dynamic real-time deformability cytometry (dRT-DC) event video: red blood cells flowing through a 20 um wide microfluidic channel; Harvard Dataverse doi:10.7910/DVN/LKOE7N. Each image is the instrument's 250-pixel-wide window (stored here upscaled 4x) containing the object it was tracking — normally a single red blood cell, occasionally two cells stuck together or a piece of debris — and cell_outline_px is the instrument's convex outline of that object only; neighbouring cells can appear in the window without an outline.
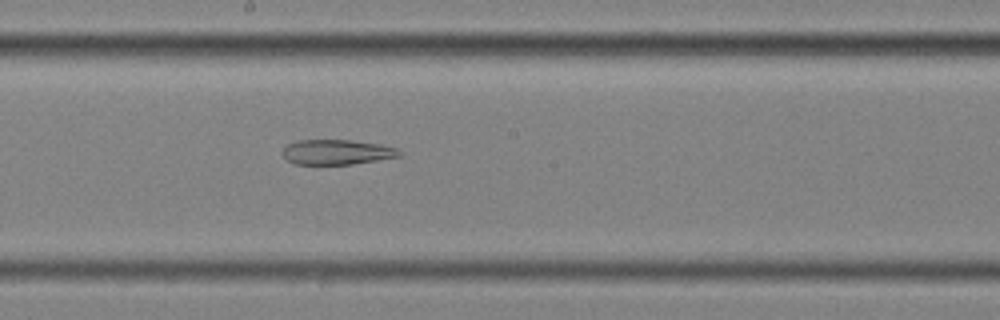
{"species": "common noctule bat (a hibernating species)", "species_latin": "Nyctalus noctula", "temperature_condition": "cold", "stored_images_in_passage": 45, "segment_of_instrument_passage": [2, 2], "camera_frame_rate_fps": 3000, "um_per_image_px": 0.085, "animal": {"sex": "female", "body_mass_g": 25.1}, "frame": {"image": 1, "passage_image": 19, "time_ms": 6.0, "image_size_px": [1000, 320], "cell_outline_px": [[404, 152], [400, 156], [352, 164], [296, 164], [288, 160], [280, 152], [288, 144], [296, 140], [352, 140], [380, 144], [396, 148]], "centroid_in_image_um": [28.63, 12.92], "position_along_channel_um": 219.6, "area_um2": 16.99}}
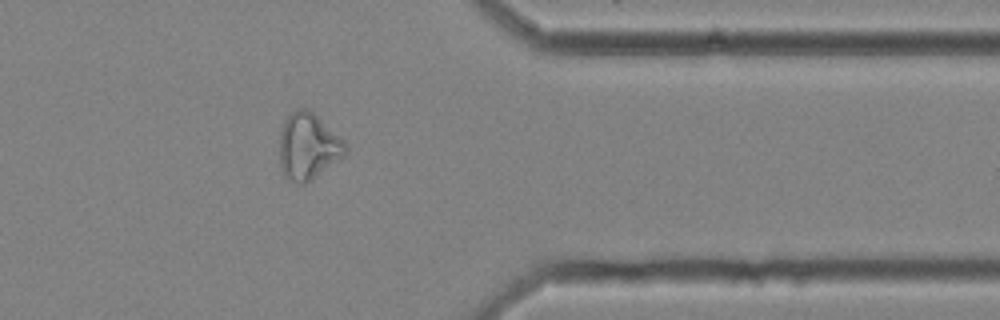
{"frame": {"image": 2, "passage_image": 34, "time_ms": 11.0, "image_size_px": [1000, 320], "cell_outline_px": [[348, 152], [344, 156], [304, 184], [300, 184], [284, 176], [280, 164], [280, 132], [284, 120], [296, 108], [308, 108], [344, 140], [348, 144]], "centroid_in_image_um": [26.2, 12.42], "position_along_channel_um": 385.2, "area_um2": 25.37}}
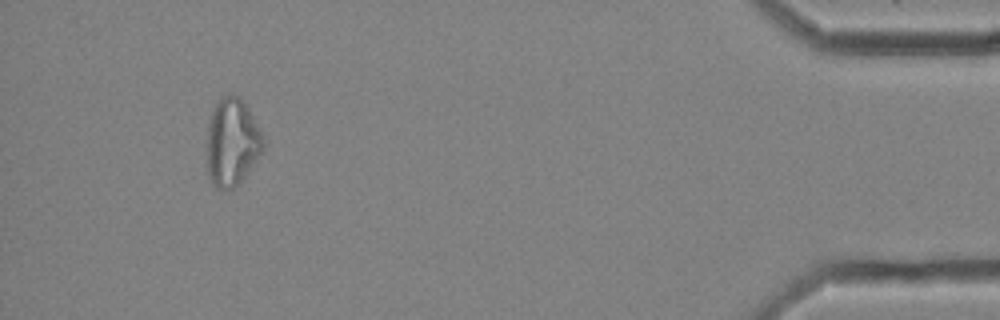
{"frame": {"image": 3, "passage_image": 41, "time_ms": 13.333, "image_size_px": [1000, 320], "cell_outline_px": [[264, 148], [248, 172], [232, 188], [216, 188], [212, 184], [208, 176], [208, 124], [212, 112], [216, 104], [224, 96], [232, 92], [248, 108], [264, 136]], "centroid_in_image_um": [19.73, 12.08], "position_along_channel_um": 415.5, "area_um2": 28.21}}